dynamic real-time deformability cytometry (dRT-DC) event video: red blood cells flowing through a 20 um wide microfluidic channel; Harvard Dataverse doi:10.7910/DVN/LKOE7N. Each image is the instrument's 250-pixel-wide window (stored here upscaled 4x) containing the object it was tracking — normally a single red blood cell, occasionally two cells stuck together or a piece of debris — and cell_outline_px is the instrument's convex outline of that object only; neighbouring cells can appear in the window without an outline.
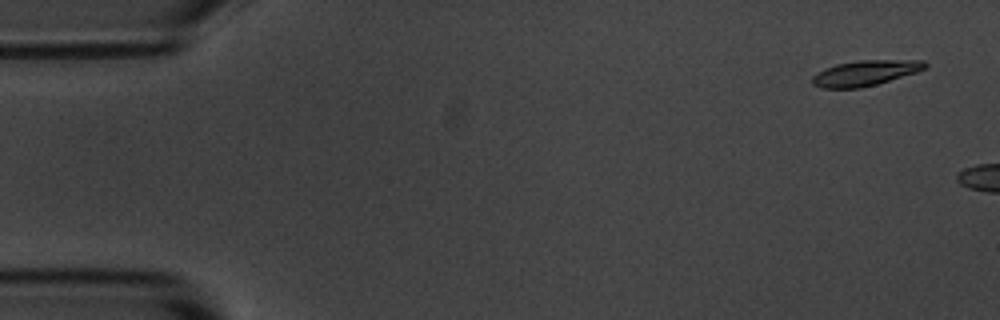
{"species": "common noctule bat (a hibernating species)", "species_latin": "Nyctalus noctula", "temperature_condition": "room temperature", "stored_images_in_passage": 2, "camera_frame_rate_fps": 3000, "um_per_image_px": 0.085, "animal": {"sex": "male", "body_mass_g": 20.1, "forearm_length_mm": 53.5}, "frame": {"image": 1, "passage_image": 1, "time_ms": 0.0, "image_size_px": [1000, 320], "cell_outline_px": [[928, 64], [924, 68], [916, 72], [876, 84], [860, 88], [820, 88], [812, 84], [812, 76], [816, 72], [824, 68], [836, 64], [860, 60], [924, 60]], "centroid_in_image_um": [73.49, 6.2], "position_along_channel_um": 11.5, "area_um2": 16.65}}